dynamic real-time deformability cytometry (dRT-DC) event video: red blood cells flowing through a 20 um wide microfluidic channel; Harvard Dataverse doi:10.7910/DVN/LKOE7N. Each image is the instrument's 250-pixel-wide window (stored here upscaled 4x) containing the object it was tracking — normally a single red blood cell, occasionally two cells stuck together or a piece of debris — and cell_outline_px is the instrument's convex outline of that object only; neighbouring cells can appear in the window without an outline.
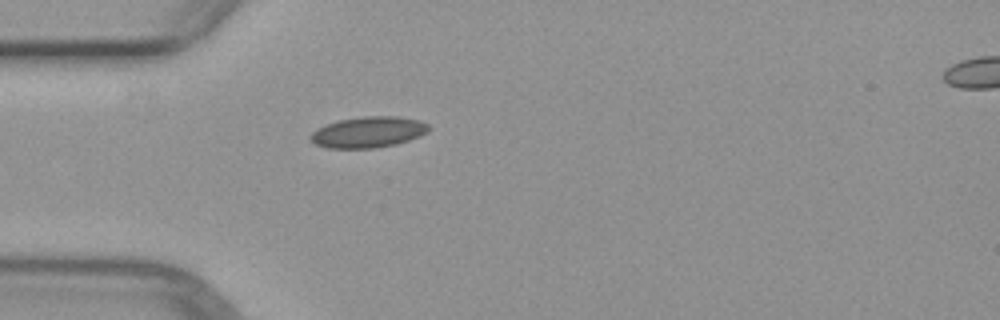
{"species": "common noctule bat (a hibernating species)", "species_latin": "Nyctalus noctula", "temperature_condition": "warm", "stored_images_in_passage": 2, "segment_of_instrument_passage": [1, 2], "camera_frame_rate_fps": 3000, "um_per_image_px": 0.085, "animal": {"sex": "female", "body_mass_g": 29.2, "forearm_length_mm": 56.3}, "frame": {"image": 1, "passage_image": 1, "time_ms": 0.0, "image_size_px": [1000, 320], "cell_outline_px": [[428, 132], [420, 136], [396, 144], [376, 148], [328, 148], [316, 144], [308, 136], [316, 128], [340, 120], [364, 116], [396, 116], [420, 120], [428, 124]], "centroid_in_image_um": [31.31, 11.23], "position_along_channel_um": 53.7, "area_um2": 21.27}}